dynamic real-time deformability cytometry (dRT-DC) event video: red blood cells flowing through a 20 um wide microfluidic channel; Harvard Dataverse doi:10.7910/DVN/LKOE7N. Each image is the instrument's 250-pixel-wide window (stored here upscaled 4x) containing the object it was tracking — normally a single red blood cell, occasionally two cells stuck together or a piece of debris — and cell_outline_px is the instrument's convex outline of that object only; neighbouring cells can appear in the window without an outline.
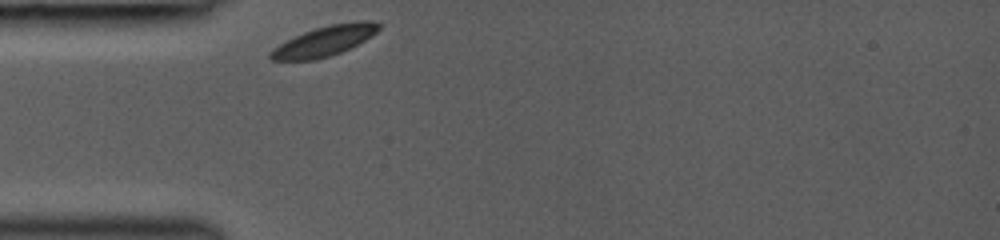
{"species": "common noctule bat (a hibernating species)", "species_latin": "Nyctalus noctula", "temperature_condition": "room temperature", "stored_images_in_passage": 46, "camera_frame_rate_fps": 3000, "um_per_image_px": 0.085, "animal": {"sex": "female", "body_mass_g": 19.0, "forearm_length_mm": 53.3}, "frame": {"image": 1, "passage_image": 1, "time_ms": 0.0, "image_size_px": [1000, 240], "cell_outline_px": [[384, 24], [372, 36], [340, 52], [316, 60], [272, 60], [268, 56], [268, 52], [272, 48], [304, 32], [316, 28], [332, 24]], "centroid_in_image_um": [27.45, 3.55], "position_along_channel_um": 57.6, "area_um2": 17.92}}
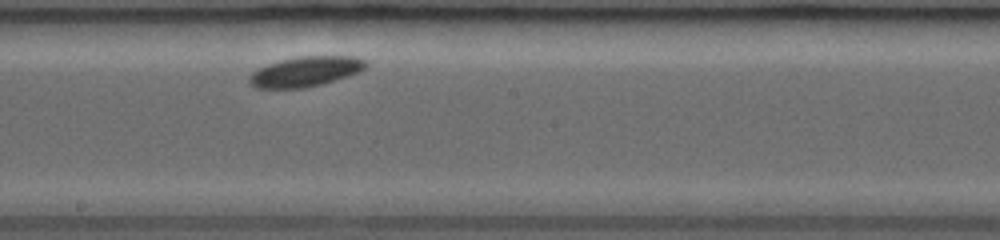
{"frame": {"image": 2, "passage_image": 17, "time_ms": 4.333, "image_size_px": [1000, 240], "cell_outline_px": [[368, 64], [364, 68], [356, 72], [320, 84], [304, 88], [256, 88], [248, 80], [248, 76], [252, 72], [268, 64], [280, 60], [300, 56], [356, 56], [364, 60]], "centroid_in_image_um": [25.92, 6.07], "position_along_channel_um": 222.3, "area_um2": 20.0}}
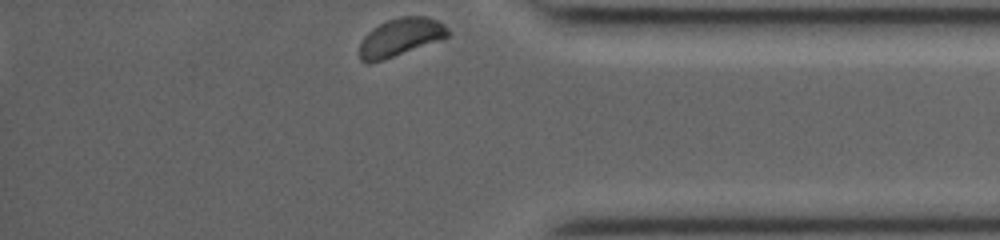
{"frame": {"image": 3, "passage_image": 45, "time_ms": 9.0, "image_size_px": [1000, 240], "cell_outline_px": [[452, 32], [444, 40], [384, 60], [368, 64], [364, 64], [360, 60], [360, 44], [364, 36], [372, 28], [388, 20], [400, 16], [428, 16], [444, 24]], "centroid_in_image_um": [34.08, 3.18], "position_along_channel_um": 401.1, "area_um2": 20.06}}